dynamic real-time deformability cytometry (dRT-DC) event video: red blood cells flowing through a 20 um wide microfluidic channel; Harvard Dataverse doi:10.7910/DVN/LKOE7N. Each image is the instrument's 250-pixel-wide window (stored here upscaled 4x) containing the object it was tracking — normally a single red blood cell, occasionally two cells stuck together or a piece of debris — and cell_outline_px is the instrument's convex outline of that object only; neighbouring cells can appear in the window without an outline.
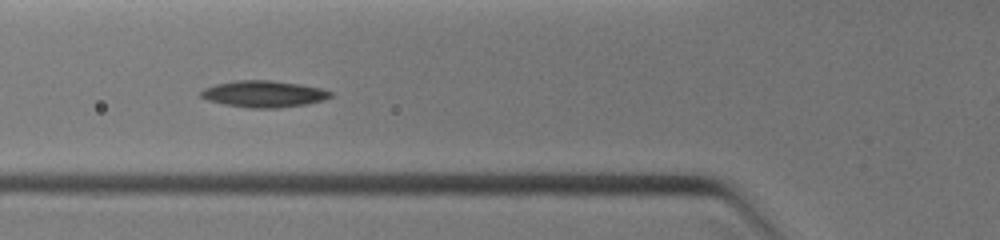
{"species": "common noctule bat (a hibernating species)", "species_latin": "Nyctalus noctula", "temperature_condition": "warm", "stored_images_in_passage": 4, "camera_frame_rate_fps": 3000, "um_per_image_px": 0.085, "animal": {"sex": "female", "body_mass_g": 19.0, "forearm_length_mm": 51.5}, "frame": {"image": 1, "passage_image": 3, "time_ms": 1.333, "image_size_px": [1000, 240], "cell_outline_px": [[332, 96], [324, 100], [304, 104], [280, 108], [252, 108], [224, 104], [208, 100], [200, 96], [200, 92], [204, 88], [216, 84], [236, 80], [272, 80], [300, 84], [320, 88], [332, 92]], "centroid_in_image_um": [22.42, 7.98], "position_along_channel_um": 103.4, "area_um2": 20.0}}
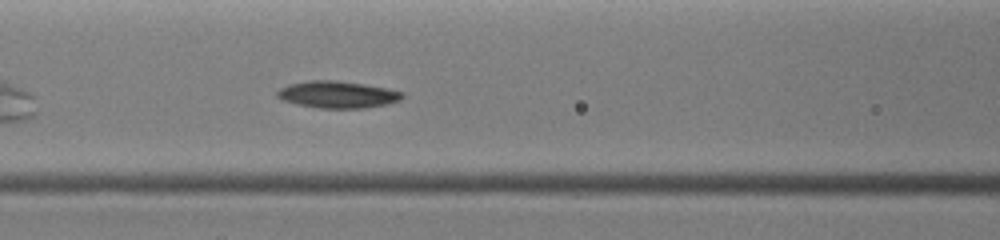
{"frame": {"image": 2, "passage_image": 4, "time_ms": 2.0, "image_size_px": [1000, 240], "cell_outline_px": [[404, 96], [400, 100], [388, 104], [364, 108], [320, 108], [296, 104], [284, 100], [276, 96], [276, 92], [280, 88], [288, 84], [308, 80], [336, 80], [364, 84], [388, 88], [404, 92]], "centroid_in_image_um": [28.7, 8.03], "position_along_channel_um": 137.9, "area_um2": 19.77}}